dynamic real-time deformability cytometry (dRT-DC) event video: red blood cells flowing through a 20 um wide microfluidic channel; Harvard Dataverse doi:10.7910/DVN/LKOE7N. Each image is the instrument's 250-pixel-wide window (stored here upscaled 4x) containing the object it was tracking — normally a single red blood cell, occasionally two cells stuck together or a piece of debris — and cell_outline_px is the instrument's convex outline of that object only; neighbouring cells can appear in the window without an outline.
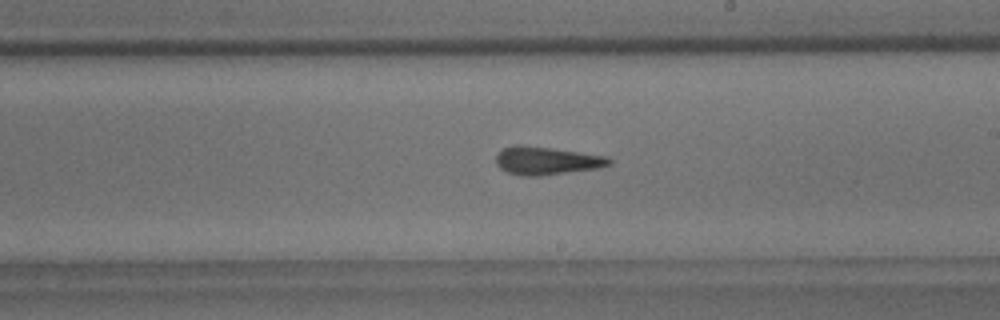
{"species": "common noctule bat (a hibernating species)", "species_latin": "Nyctalus noctula", "temperature_condition": "room temperature", "stored_images_in_passage": 43, "camera_frame_rate_fps": 3000, "um_per_image_px": 0.085, "animal": {"sex": "male", "body_mass_g": 18.8}, "frame": {"image": 1, "passage_image": 25, "time_ms": 8.0, "image_size_px": [1000, 320], "cell_outline_px": [[612, 164], [600, 168], [540, 176], [520, 176], [508, 172], [500, 168], [496, 164], [496, 156], [504, 148], [516, 144], [520, 144], [552, 148], [608, 156], [612, 160]], "centroid_in_image_um": [46.49, 13.66], "position_along_channel_um": 242.5, "area_um2": 18.67}}
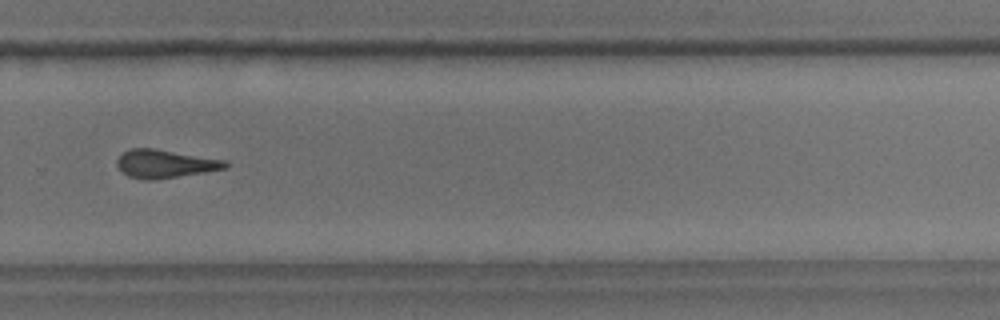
{"frame": {"image": 2, "passage_image": 31, "time_ms": 10.0, "image_size_px": [1000, 320], "cell_outline_px": [[228, 168], [204, 172], [152, 180], [144, 180], [128, 176], [116, 164], [116, 160], [124, 152], [132, 148], [156, 148], [224, 160], [228, 164]], "centroid_in_image_um": [14.02, 13.91], "position_along_channel_um": 315.8, "area_um2": 17.63}, "authors_computed_cell_mechanics": {"area_um2": 18.207, "velocity_mm_per_s": 3.6844, "shape_relaxation_time_tau1_ms": 9.54, "shape_relaxation_time_tau2_ms": 3.7002, "deformation_change_tau1": 0.194, "deformation_change_tau2": 0.1166}}